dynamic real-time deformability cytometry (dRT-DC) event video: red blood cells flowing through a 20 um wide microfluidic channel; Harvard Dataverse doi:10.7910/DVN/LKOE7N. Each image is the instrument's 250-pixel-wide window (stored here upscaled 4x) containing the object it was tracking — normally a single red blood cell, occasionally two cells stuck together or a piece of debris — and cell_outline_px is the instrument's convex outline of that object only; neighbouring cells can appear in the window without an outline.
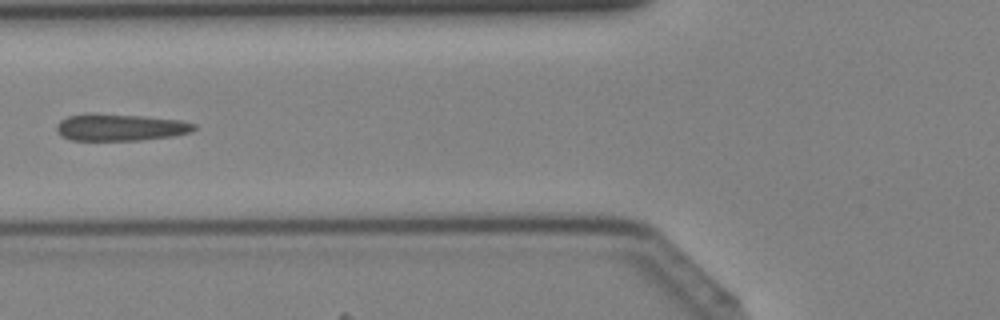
{"species": "Egyptian fruit bat (a non-hibernating species)", "species_latin": "Rousettus aegyptiacus", "temperature_condition": "cold", "stored_images_in_passage": 8, "camera_frame_rate_fps": 3000, "um_per_image_px": 0.085, "animal": {"sex": "female"}, "frame": {"image": 1, "passage_image": 5, "time_ms": 1.333, "image_size_px": [1000, 320], "cell_outline_px": [[196, 128], [192, 132], [172, 136], [140, 140], [72, 140], [60, 136], [56, 132], [56, 124], [60, 120], [68, 116], [140, 116], [180, 120], [196, 124]], "centroid_in_image_um": [10.26, 10.87], "position_along_channel_um": 115.5, "area_um2": 20.75}}